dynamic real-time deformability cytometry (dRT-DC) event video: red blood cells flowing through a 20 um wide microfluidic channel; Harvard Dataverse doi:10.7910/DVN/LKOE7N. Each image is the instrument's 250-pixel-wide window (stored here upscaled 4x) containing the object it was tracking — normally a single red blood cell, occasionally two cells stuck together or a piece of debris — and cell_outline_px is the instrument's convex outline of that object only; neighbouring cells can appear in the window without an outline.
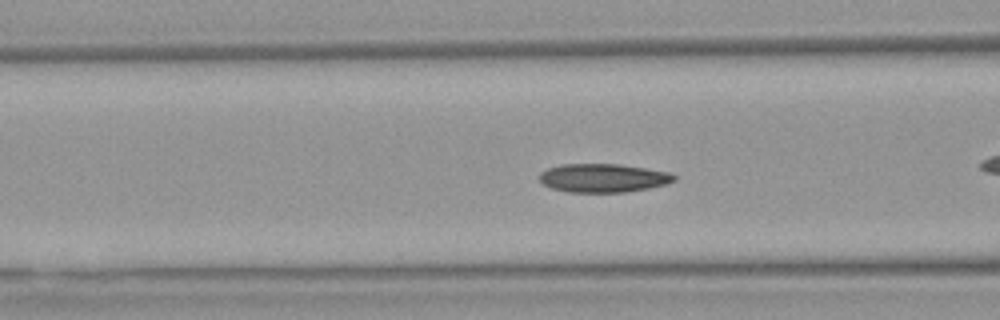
{"species": "Egyptian fruit bat (a non-hibernating species)", "species_latin": "Rousettus aegyptiacus", "temperature_condition": "warm", "stored_images_in_passage": 42, "camera_frame_rate_fps": 3000, "um_per_image_px": 0.085, "animal": {"sex": "female"}, "frame": {"image": 1, "passage_image": 12, "time_ms": 3.667, "image_size_px": [1000, 320], "cell_outline_px": [[676, 180], [664, 184], [648, 188], [624, 192], [568, 192], [552, 188], [544, 184], [540, 180], [540, 172], [548, 168], [560, 164], [620, 164], [668, 172], [676, 176]], "centroid_in_image_um": [51.25, 15.12], "position_along_channel_um": 115.4, "area_um2": 22.25}, "authors_computed_cell_mechanics": {"area_um2": 22.2819, "velocity_mm_per_s": 3.795, "shape_relaxation_time_tau1_ms": 5.9061, "shape_relaxation_time_tau2_ms": 5.3257, "deformation_change_tau1": 0.1315, "deformation_change_tau2": 0.0904}}